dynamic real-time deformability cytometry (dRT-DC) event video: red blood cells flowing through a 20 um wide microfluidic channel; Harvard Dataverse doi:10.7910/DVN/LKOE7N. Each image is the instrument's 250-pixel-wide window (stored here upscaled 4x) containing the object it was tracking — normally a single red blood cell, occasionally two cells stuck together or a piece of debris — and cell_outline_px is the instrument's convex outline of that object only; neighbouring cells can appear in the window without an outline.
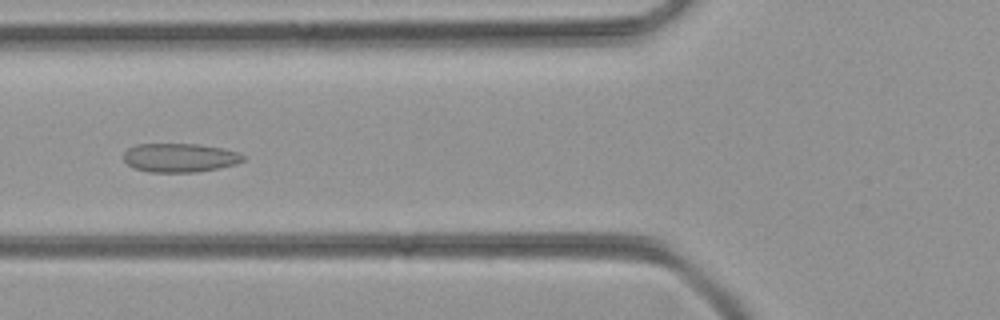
{"species": "common noctule bat (a hibernating species)", "species_latin": "Nyctalus noctula", "temperature_condition": "room temperature", "stored_images_in_passage": 42, "camera_frame_rate_fps": 3000, "um_per_image_px": 0.085, "animal": {"sex": "female", "body_mass_g": 21.9}, "frame": {"image": 1, "passage_image": 14, "time_ms": 4.333, "image_size_px": [1000, 320], "cell_outline_px": [[248, 156], [244, 160], [236, 164], [196, 172], [148, 172], [132, 168], [124, 160], [124, 152], [128, 148], [136, 144], [200, 144], [240, 152]], "centroid_in_image_um": [15.29, 13.4], "position_along_channel_um": 110.5, "area_um2": 20.23}}
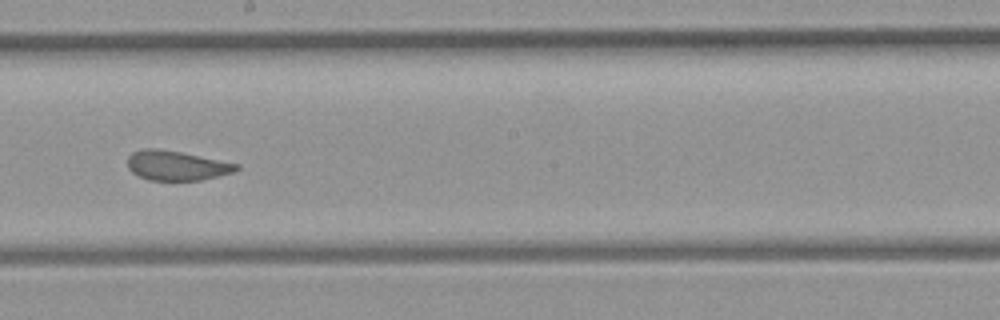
{"frame": {"image": 2, "passage_image": 23, "time_ms": 7.333, "image_size_px": [1000, 320], "cell_outline_px": [[240, 168], [232, 172], [200, 180], [148, 180], [132, 172], [128, 168], [128, 156], [132, 152], [144, 148], [156, 148], [180, 152], [240, 164]], "centroid_in_image_um": [14.98, 14.06], "position_along_channel_um": 233.2, "area_um2": 18.61}}
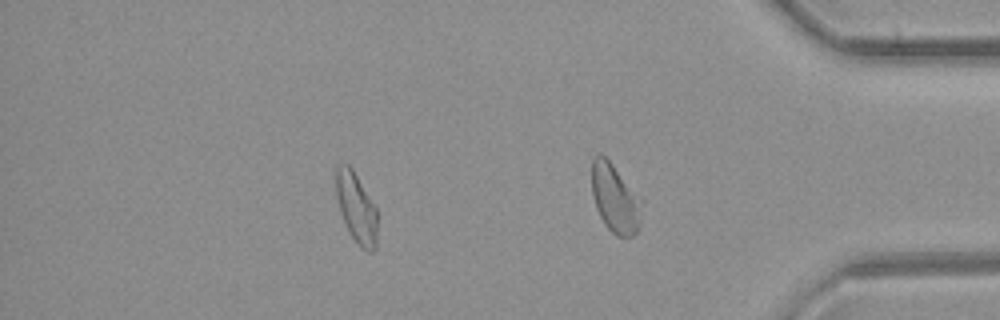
{"frame": {"image": 3, "passage_image": 35, "time_ms": 11.333, "image_size_px": [1000, 320], "cell_outline_px": [[376, 248], [372, 252], [368, 252], [360, 248], [356, 244], [348, 232], [340, 212], [336, 196], [336, 164], [348, 164], [352, 168], [376, 208]], "centroid_in_image_um": [30.27, 17.7], "position_along_channel_um": 404.9, "area_um2": 16.94}}